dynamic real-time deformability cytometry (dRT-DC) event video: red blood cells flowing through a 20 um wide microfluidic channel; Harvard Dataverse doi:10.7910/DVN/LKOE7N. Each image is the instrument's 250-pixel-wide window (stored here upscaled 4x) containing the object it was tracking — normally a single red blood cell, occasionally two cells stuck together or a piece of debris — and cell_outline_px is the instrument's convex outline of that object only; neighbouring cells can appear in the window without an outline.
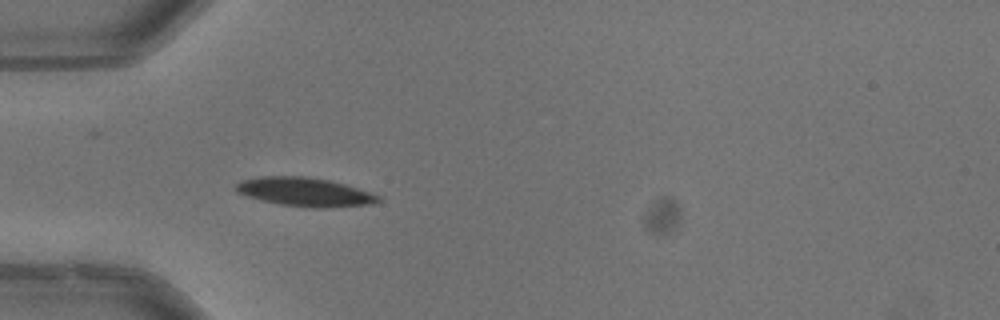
{"species": "common noctule bat (a hibernating species)", "species_latin": "Nyctalus noctula", "temperature_condition": "warm", "stored_images_in_passage": 18, "camera_frame_rate_fps": 3000, "um_per_image_px": 0.085, "animal": {"sex": "male", "body_mass_g": 13.3}, "frame": {"image": 1, "passage_image": 1, "time_ms": 0.0, "image_size_px": [1000, 320], "cell_outline_px": [[380, 200], [372, 204], [324, 208], [312, 208], [280, 204], [260, 200], [236, 192], [236, 184], [244, 180], [260, 176], [304, 176], [328, 180], [344, 184], [380, 196]], "centroid_in_image_um": [25.89, 16.32], "position_along_channel_um": 59.1, "area_um2": 23.58}}